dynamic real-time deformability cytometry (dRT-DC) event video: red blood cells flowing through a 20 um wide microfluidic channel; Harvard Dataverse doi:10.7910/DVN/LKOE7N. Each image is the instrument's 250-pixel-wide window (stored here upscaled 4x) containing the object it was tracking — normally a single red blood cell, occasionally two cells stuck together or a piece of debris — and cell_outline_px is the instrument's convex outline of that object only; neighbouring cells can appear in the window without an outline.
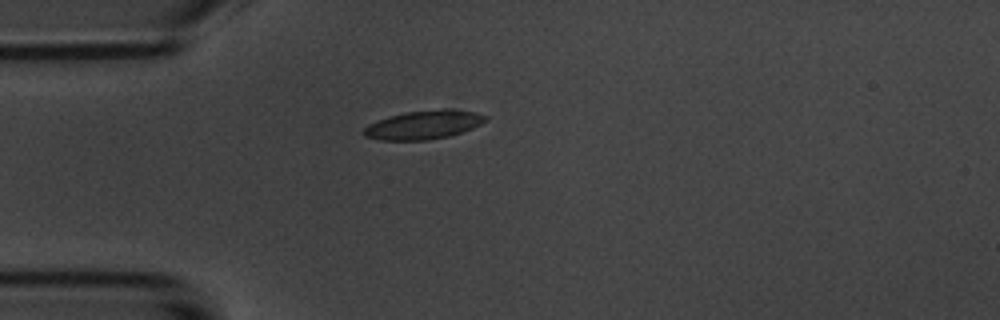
{"species": "common noctule bat (a hibernating species)", "species_latin": "Nyctalus noctula", "temperature_condition": "room temperature", "stored_images_in_passage": 5, "camera_frame_rate_fps": 3000, "um_per_image_px": 0.085, "animal": {"sex": "male", "body_mass_g": 20.1, "forearm_length_mm": 53.5}, "frame": {"image": 1, "passage_image": 1, "time_ms": 0.0, "image_size_px": [1000, 320], "cell_outline_px": [[488, 120], [472, 128], [448, 136], [428, 140], [380, 140], [364, 136], [364, 128], [368, 124], [388, 116], [404, 112], [444, 108], [476, 112], [488, 116]], "centroid_in_image_um": [36.01, 10.59], "position_along_channel_um": 49.0, "area_um2": 20.4}}
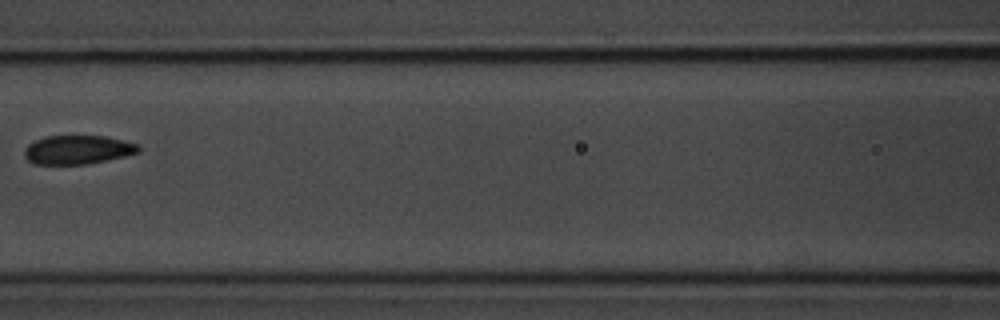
{"frame": {"image": 2, "passage_image": 4, "time_ms": 3.333, "image_size_px": [1000, 320], "cell_outline_px": [[140, 152], [108, 160], [88, 164], [32, 164], [24, 156], [24, 148], [28, 144], [36, 140], [48, 136], [104, 136], [124, 140], [140, 144]], "centroid_in_image_um": [6.62, 12.73], "position_along_channel_um": 160.0, "area_um2": 19.31}}
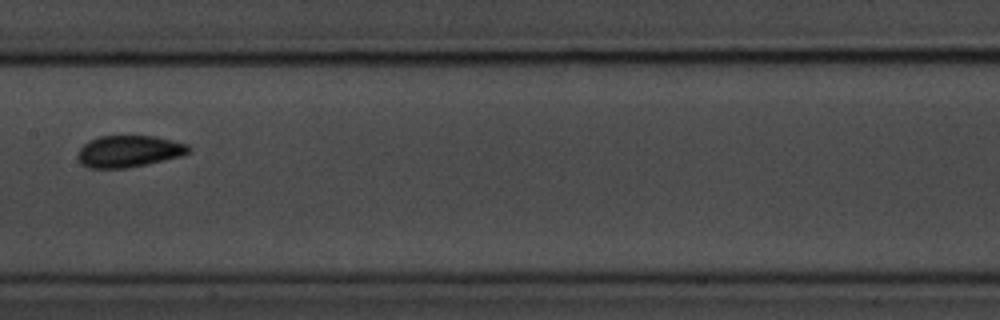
{"frame": {"image": 3, "passage_image": 5, "time_ms": 4.333, "image_size_px": [1000, 320], "cell_outline_px": [[192, 148], [184, 156], [148, 164], [128, 168], [88, 168], [80, 164], [76, 156], [80, 148], [88, 140], [100, 136], [156, 136], [188, 144]], "centroid_in_image_um": [10.96, 12.87], "position_along_channel_um": 196.4, "area_um2": 20.87}}